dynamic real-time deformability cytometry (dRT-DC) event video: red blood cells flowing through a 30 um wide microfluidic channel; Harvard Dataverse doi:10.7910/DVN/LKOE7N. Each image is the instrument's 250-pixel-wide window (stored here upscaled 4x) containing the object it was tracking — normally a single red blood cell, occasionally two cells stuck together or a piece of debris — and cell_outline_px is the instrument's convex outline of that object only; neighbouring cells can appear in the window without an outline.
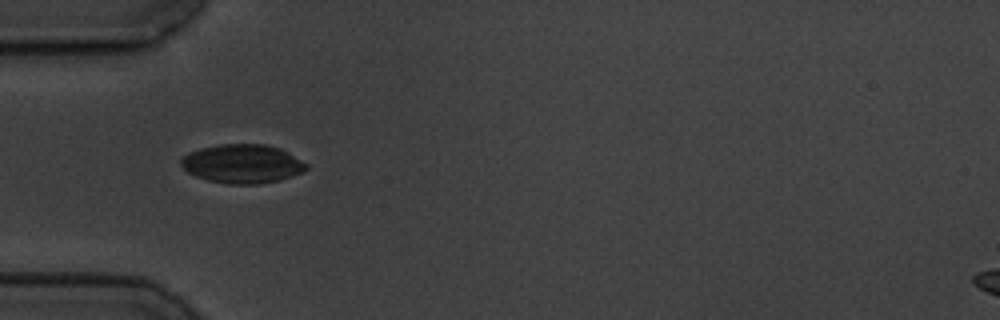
{"species": "common noctule bat (a hibernating species)", "species_latin": "Nyctalus noctula", "temperature_condition": "cold", "stored_images_in_passage": 2, "camera_frame_rate_fps": 3000, "um_per_image_px": 0.085, "animal": {"sex": "male", "body_mass_g": 19.5, "forearm_length_mm": 54.6}, "frame": {"image": 1, "passage_image": 1, "time_ms": 0.0, "image_size_px": [1000, 320], "cell_outline_px": [[308, 168], [304, 172], [280, 180], [256, 184], [228, 184], [208, 180], [196, 176], [188, 172], [180, 164], [180, 160], [188, 152], [200, 148], [220, 144], [264, 144], [280, 148], [288, 152], [308, 164]], "centroid_in_image_um": [20.62, 13.92], "position_along_channel_um": 64.4, "area_um2": 28.44}}
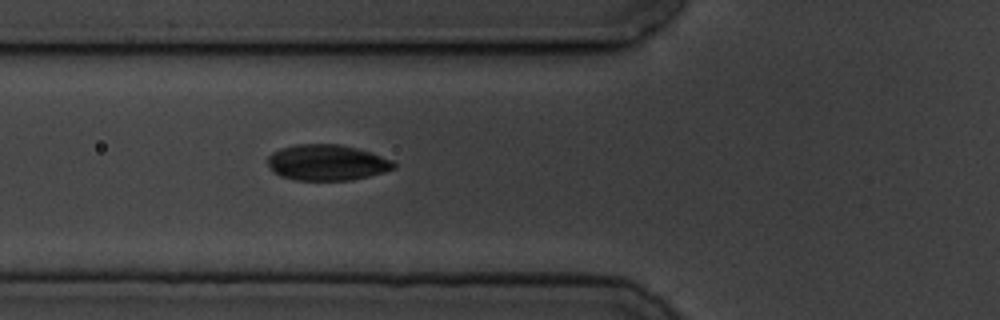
{"frame": {"image": 2, "passage_image": 2, "time_ms": 1.0, "image_size_px": [1000, 320], "cell_outline_px": [[396, 164], [392, 168], [384, 172], [352, 180], [296, 180], [280, 176], [272, 172], [268, 164], [268, 156], [272, 152], [280, 148], [296, 144], [340, 144], [356, 148], [392, 160]], "centroid_in_image_um": [27.73, 13.82], "position_along_channel_um": 98.1, "area_um2": 26.24}}